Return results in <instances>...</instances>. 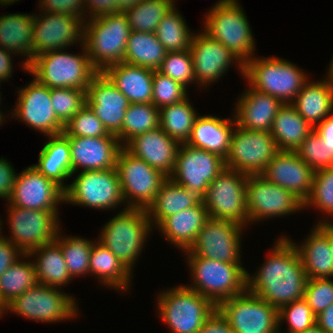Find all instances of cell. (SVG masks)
<instances>
[{"label":"cell","instance_id":"obj_46","mask_svg":"<svg viewBox=\"0 0 333 333\" xmlns=\"http://www.w3.org/2000/svg\"><path fill=\"white\" fill-rule=\"evenodd\" d=\"M315 207L323 214L333 217V167L315 171L312 190L304 203V209Z\"/></svg>","mask_w":333,"mask_h":333},{"label":"cell","instance_id":"obj_20","mask_svg":"<svg viewBox=\"0 0 333 333\" xmlns=\"http://www.w3.org/2000/svg\"><path fill=\"white\" fill-rule=\"evenodd\" d=\"M194 75L197 85L208 86L218 81L229 70L231 65L238 66V71L244 78V64L228 48L217 42L204 31L194 33L191 39Z\"/></svg>","mask_w":333,"mask_h":333},{"label":"cell","instance_id":"obj_25","mask_svg":"<svg viewBox=\"0 0 333 333\" xmlns=\"http://www.w3.org/2000/svg\"><path fill=\"white\" fill-rule=\"evenodd\" d=\"M314 173L296 151H279L261 175L305 203L312 190Z\"/></svg>","mask_w":333,"mask_h":333},{"label":"cell","instance_id":"obj_60","mask_svg":"<svg viewBox=\"0 0 333 333\" xmlns=\"http://www.w3.org/2000/svg\"><path fill=\"white\" fill-rule=\"evenodd\" d=\"M12 55L14 54L0 47V82L8 81V78L12 76V68H14L12 65Z\"/></svg>","mask_w":333,"mask_h":333},{"label":"cell","instance_id":"obj_33","mask_svg":"<svg viewBox=\"0 0 333 333\" xmlns=\"http://www.w3.org/2000/svg\"><path fill=\"white\" fill-rule=\"evenodd\" d=\"M201 201L202 197L196 192L182 187L168 177L157 192L154 202L146 211L152 227L155 229L167 217L196 206Z\"/></svg>","mask_w":333,"mask_h":333},{"label":"cell","instance_id":"obj_17","mask_svg":"<svg viewBox=\"0 0 333 333\" xmlns=\"http://www.w3.org/2000/svg\"><path fill=\"white\" fill-rule=\"evenodd\" d=\"M246 206L250 223L293 214L304 209V203L285 188L266 180L262 175H248Z\"/></svg>","mask_w":333,"mask_h":333},{"label":"cell","instance_id":"obj_62","mask_svg":"<svg viewBox=\"0 0 333 333\" xmlns=\"http://www.w3.org/2000/svg\"><path fill=\"white\" fill-rule=\"evenodd\" d=\"M325 217L324 220L317 221L316 225L329 237L330 247L333 253V221L326 220Z\"/></svg>","mask_w":333,"mask_h":333},{"label":"cell","instance_id":"obj_43","mask_svg":"<svg viewBox=\"0 0 333 333\" xmlns=\"http://www.w3.org/2000/svg\"><path fill=\"white\" fill-rule=\"evenodd\" d=\"M159 108L152 103H130L121 131L116 135L122 146L136 135L159 127Z\"/></svg>","mask_w":333,"mask_h":333},{"label":"cell","instance_id":"obj_1","mask_svg":"<svg viewBox=\"0 0 333 333\" xmlns=\"http://www.w3.org/2000/svg\"><path fill=\"white\" fill-rule=\"evenodd\" d=\"M257 270L252 276L247 272V290L278 310L304 298L308 278L291 237L280 236Z\"/></svg>","mask_w":333,"mask_h":333},{"label":"cell","instance_id":"obj_64","mask_svg":"<svg viewBox=\"0 0 333 333\" xmlns=\"http://www.w3.org/2000/svg\"><path fill=\"white\" fill-rule=\"evenodd\" d=\"M299 333H325V332L317 324H315L312 328Z\"/></svg>","mask_w":333,"mask_h":333},{"label":"cell","instance_id":"obj_28","mask_svg":"<svg viewBox=\"0 0 333 333\" xmlns=\"http://www.w3.org/2000/svg\"><path fill=\"white\" fill-rule=\"evenodd\" d=\"M232 117L230 119L212 115L198 116L186 143L216 153L225 159L230 150L232 133L236 125L234 116Z\"/></svg>","mask_w":333,"mask_h":333},{"label":"cell","instance_id":"obj_66","mask_svg":"<svg viewBox=\"0 0 333 333\" xmlns=\"http://www.w3.org/2000/svg\"><path fill=\"white\" fill-rule=\"evenodd\" d=\"M327 74L331 75L333 77V58H332L331 63L329 65Z\"/></svg>","mask_w":333,"mask_h":333},{"label":"cell","instance_id":"obj_69","mask_svg":"<svg viewBox=\"0 0 333 333\" xmlns=\"http://www.w3.org/2000/svg\"><path fill=\"white\" fill-rule=\"evenodd\" d=\"M1 226H3V221H2V219L0 220V233H2V230H3V229H2L3 227H1Z\"/></svg>","mask_w":333,"mask_h":333},{"label":"cell","instance_id":"obj_67","mask_svg":"<svg viewBox=\"0 0 333 333\" xmlns=\"http://www.w3.org/2000/svg\"><path fill=\"white\" fill-rule=\"evenodd\" d=\"M2 114H3V112H1V110H0V126H1L2 123L5 121L4 118H6V116H7V115H4V116H5V117H4Z\"/></svg>","mask_w":333,"mask_h":333},{"label":"cell","instance_id":"obj_2","mask_svg":"<svg viewBox=\"0 0 333 333\" xmlns=\"http://www.w3.org/2000/svg\"><path fill=\"white\" fill-rule=\"evenodd\" d=\"M87 19L84 21L83 44L93 67L103 72L111 65L124 62L131 32L125 12L106 13Z\"/></svg>","mask_w":333,"mask_h":333},{"label":"cell","instance_id":"obj_36","mask_svg":"<svg viewBox=\"0 0 333 333\" xmlns=\"http://www.w3.org/2000/svg\"><path fill=\"white\" fill-rule=\"evenodd\" d=\"M35 257L34 266L39 284L61 288L72 281L60 245L54 240L31 250L27 258ZM37 257V258H36Z\"/></svg>","mask_w":333,"mask_h":333},{"label":"cell","instance_id":"obj_38","mask_svg":"<svg viewBox=\"0 0 333 333\" xmlns=\"http://www.w3.org/2000/svg\"><path fill=\"white\" fill-rule=\"evenodd\" d=\"M313 130L291 104H283L273 120L270 133L279 151H296Z\"/></svg>","mask_w":333,"mask_h":333},{"label":"cell","instance_id":"obj_23","mask_svg":"<svg viewBox=\"0 0 333 333\" xmlns=\"http://www.w3.org/2000/svg\"><path fill=\"white\" fill-rule=\"evenodd\" d=\"M62 135L68 140L71 152L72 176L80 171L116 168V159L123 147L117 136L78 137Z\"/></svg>","mask_w":333,"mask_h":333},{"label":"cell","instance_id":"obj_49","mask_svg":"<svg viewBox=\"0 0 333 333\" xmlns=\"http://www.w3.org/2000/svg\"><path fill=\"white\" fill-rule=\"evenodd\" d=\"M86 91L76 88H50L53 109L64 125L86 104Z\"/></svg>","mask_w":333,"mask_h":333},{"label":"cell","instance_id":"obj_9","mask_svg":"<svg viewBox=\"0 0 333 333\" xmlns=\"http://www.w3.org/2000/svg\"><path fill=\"white\" fill-rule=\"evenodd\" d=\"M76 302L73 295L60 291V288L37 283L6 304L3 313H15L37 322L57 323L76 319L79 313Z\"/></svg>","mask_w":333,"mask_h":333},{"label":"cell","instance_id":"obj_35","mask_svg":"<svg viewBox=\"0 0 333 333\" xmlns=\"http://www.w3.org/2000/svg\"><path fill=\"white\" fill-rule=\"evenodd\" d=\"M96 241L94 240L90 253L89 275L96 276L99 283L107 285V288L127 292L132 273L106 246Z\"/></svg>","mask_w":333,"mask_h":333},{"label":"cell","instance_id":"obj_53","mask_svg":"<svg viewBox=\"0 0 333 333\" xmlns=\"http://www.w3.org/2000/svg\"><path fill=\"white\" fill-rule=\"evenodd\" d=\"M333 278L307 279L304 299L315 316L333 304Z\"/></svg>","mask_w":333,"mask_h":333},{"label":"cell","instance_id":"obj_6","mask_svg":"<svg viewBox=\"0 0 333 333\" xmlns=\"http://www.w3.org/2000/svg\"><path fill=\"white\" fill-rule=\"evenodd\" d=\"M203 31L228 48L245 65L255 56V39L237 0H219L206 13Z\"/></svg>","mask_w":333,"mask_h":333},{"label":"cell","instance_id":"obj_32","mask_svg":"<svg viewBox=\"0 0 333 333\" xmlns=\"http://www.w3.org/2000/svg\"><path fill=\"white\" fill-rule=\"evenodd\" d=\"M34 14H4L0 16V47L14 55L26 57L22 69L27 72V66L33 59Z\"/></svg>","mask_w":333,"mask_h":333},{"label":"cell","instance_id":"obj_4","mask_svg":"<svg viewBox=\"0 0 333 333\" xmlns=\"http://www.w3.org/2000/svg\"><path fill=\"white\" fill-rule=\"evenodd\" d=\"M81 46L82 55L67 52L66 49L42 53L32 59L27 72L48 88L87 90L99 72L90 63L84 44Z\"/></svg>","mask_w":333,"mask_h":333},{"label":"cell","instance_id":"obj_12","mask_svg":"<svg viewBox=\"0 0 333 333\" xmlns=\"http://www.w3.org/2000/svg\"><path fill=\"white\" fill-rule=\"evenodd\" d=\"M124 205L128 208L145 209L154 202L157 192L168 178L159 170L135 157L122 147L116 159Z\"/></svg>","mask_w":333,"mask_h":333},{"label":"cell","instance_id":"obj_15","mask_svg":"<svg viewBox=\"0 0 333 333\" xmlns=\"http://www.w3.org/2000/svg\"><path fill=\"white\" fill-rule=\"evenodd\" d=\"M8 205L9 238L24 254L55 240L60 230L58 211L29 210Z\"/></svg>","mask_w":333,"mask_h":333},{"label":"cell","instance_id":"obj_39","mask_svg":"<svg viewBox=\"0 0 333 333\" xmlns=\"http://www.w3.org/2000/svg\"><path fill=\"white\" fill-rule=\"evenodd\" d=\"M167 51L155 33L131 30L126 45L124 62L158 70Z\"/></svg>","mask_w":333,"mask_h":333},{"label":"cell","instance_id":"obj_29","mask_svg":"<svg viewBox=\"0 0 333 333\" xmlns=\"http://www.w3.org/2000/svg\"><path fill=\"white\" fill-rule=\"evenodd\" d=\"M326 76L316 82L309 79L290 103L313 129L333 112V77Z\"/></svg>","mask_w":333,"mask_h":333},{"label":"cell","instance_id":"obj_26","mask_svg":"<svg viewBox=\"0 0 333 333\" xmlns=\"http://www.w3.org/2000/svg\"><path fill=\"white\" fill-rule=\"evenodd\" d=\"M180 143L158 128L136 135L123 147L137 158L169 177L174 169Z\"/></svg>","mask_w":333,"mask_h":333},{"label":"cell","instance_id":"obj_10","mask_svg":"<svg viewBox=\"0 0 333 333\" xmlns=\"http://www.w3.org/2000/svg\"><path fill=\"white\" fill-rule=\"evenodd\" d=\"M64 203L107 211L125 204L116 168L80 171L66 184Z\"/></svg>","mask_w":333,"mask_h":333},{"label":"cell","instance_id":"obj_52","mask_svg":"<svg viewBox=\"0 0 333 333\" xmlns=\"http://www.w3.org/2000/svg\"><path fill=\"white\" fill-rule=\"evenodd\" d=\"M187 91L184 86L169 76L158 70L154 71L152 104L155 107L160 109L163 106L178 103L188 96Z\"/></svg>","mask_w":333,"mask_h":333},{"label":"cell","instance_id":"obj_14","mask_svg":"<svg viewBox=\"0 0 333 333\" xmlns=\"http://www.w3.org/2000/svg\"><path fill=\"white\" fill-rule=\"evenodd\" d=\"M235 333H278V309L248 290L217 306Z\"/></svg>","mask_w":333,"mask_h":333},{"label":"cell","instance_id":"obj_30","mask_svg":"<svg viewBox=\"0 0 333 333\" xmlns=\"http://www.w3.org/2000/svg\"><path fill=\"white\" fill-rule=\"evenodd\" d=\"M154 71L121 62L109 66L102 73L130 103H152Z\"/></svg>","mask_w":333,"mask_h":333},{"label":"cell","instance_id":"obj_11","mask_svg":"<svg viewBox=\"0 0 333 333\" xmlns=\"http://www.w3.org/2000/svg\"><path fill=\"white\" fill-rule=\"evenodd\" d=\"M248 175L225 168L208 186L202 198L210 218L234 222L246 227L249 216L246 206Z\"/></svg>","mask_w":333,"mask_h":333},{"label":"cell","instance_id":"obj_61","mask_svg":"<svg viewBox=\"0 0 333 333\" xmlns=\"http://www.w3.org/2000/svg\"><path fill=\"white\" fill-rule=\"evenodd\" d=\"M316 324L325 333H333V304L316 316Z\"/></svg>","mask_w":333,"mask_h":333},{"label":"cell","instance_id":"obj_48","mask_svg":"<svg viewBox=\"0 0 333 333\" xmlns=\"http://www.w3.org/2000/svg\"><path fill=\"white\" fill-rule=\"evenodd\" d=\"M278 322L279 327L283 322L288 323L286 333H299L312 328L316 324V316L303 298L282 306L278 310ZM280 329L278 333H281Z\"/></svg>","mask_w":333,"mask_h":333},{"label":"cell","instance_id":"obj_13","mask_svg":"<svg viewBox=\"0 0 333 333\" xmlns=\"http://www.w3.org/2000/svg\"><path fill=\"white\" fill-rule=\"evenodd\" d=\"M278 152L270 132L251 131L235 125L225 168L246 175H261Z\"/></svg>","mask_w":333,"mask_h":333},{"label":"cell","instance_id":"obj_22","mask_svg":"<svg viewBox=\"0 0 333 333\" xmlns=\"http://www.w3.org/2000/svg\"><path fill=\"white\" fill-rule=\"evenodd\" d=\"M7 202L29 210L58 211L60 203H64V189L35 167L28 166L17 174Z\"/></svg>","mask_w":333,"mask_h":333},{"label":"cell","instance_id":"obj_16","mask_svg":"<svg viewBox=\"0 0 333 333\" xmlns=\"http://www.w3.org/2000/svg\"><path fill=\"white\" fill-rule=\"evenodd\" d=\"M224 169L225 159L220 155L180 143L169 178L203 198L209 184Z\"/></svg>","mask_w":333,"mask_h":333},{"label":"cell","instance_id":"obj_31","mask_svg":"<svg viewBox=\"0 0 333 333\" xmlns=\"http://www.w3.org/2000/svg\"><path fill=\"white\" fill-rule=\"evenodd\" d=\"M209 218L203 200L196 206L186 208L167 217L156 229L170 244L183 251L195 243L198 233Z\"/></svg>","mask_w":333,"mask_h":333},{"label":"cell","instance_id":"obj_55","mask_svg":"<svg viewBox=\"0 0 333 333\" xmlns=\"http://www.w3.org/2000/svg\"><path fill=\"white\" fill-rule=\"evenodd\" d=\"M1 234L3 233H0V276L24 255L15 244Z\"/></svg>","mask_w":333,"mask_h":333},{"label":"cell","instance_id":"obj_56","mask_svg":"<svg viewBox=\"0 0 333 333\" xmlns=\"http://www.w3.org/2000/svg\"><path fill=\"white\" fill-rule=\"evenodd\" d=\"M17 177L11 162L0 158V198L8 201L11 198L13 186Z\"/></svg>","mask_w":333,"mask_h":333},{"label":"cell","instance_id":"obj_41","mask_svg":"<svg viewBox=\"0 0 333 333\" xmlns=\"http://www.w3.org/2000/svg\"><path fill=\"white\" fill-rule=\"evenodd\" d=\"M22 258L27 259V254L20 257L0 276V305L2 307L38 283L33 261H23Z\"/></svg>","mask_w":333,"mask_h":333},{"label":"cell","instance_id":"obj_58","mask_svg":"<svg viewBox=\"0 0 333 333\" xmlns=\"http://www.w3.org/2000/svg\"><path fill=\"white\" fill-rule=\"evenodd\" d=\"M89 17L118 12L117 0H85Z\"/></svg>","mask_w":333,"mask_h":333},{"label":"cell","instance_id":"obj_45","mask_svg":"<svg viewBox=\"0 0 333 333\" xmlns=\"http://www.w3.org/2000/svg\"><path fill=\"white\" fill-rule=\"evenodd\" d=\"M60 228L55 241L60 245L64 255L67 271L72 279L89 274L90 253L93 241L78 236H63ZM61 235V236H60Z\"/></svg>","mask_w":333,"mask_h":333},{"label":"cell","instance_id":"obj_8","mask_svg":"<svg viewBox=\"0 0 333 333\" xmlns=\"http://www.w3.org/2000/svg\"><path fill=\"white\" fill-rule=\"evenodd\" d=\"M158 315L172 333H198L217 307L186 285L164 290L156 297Z\"/></svg>","mask_w":333,"mask_h":333},{"label":"cell","instance_id":"obj_42","mask_svg":"<svg viewBox=\"0 0 333 333\" xmlns=\"http://www.w3.org/2000/svg\"><path fill=\"white\" fill-rule=\"evenodd\" d=\"M175 6L166 13L155 32L157 39L167 52L190 50L191 39L194 34V31H190L189 26L183 19L184 16H181L182 14Z\"/></svg>","mask_w":333,"mask_h":333},{"label":"cell","instance_id":"obj_21","mask_svg":"<svg viewBox=\"0 0 333 333\" xmlns=\"http://www.w3.org/2000/svg\"><path fill=\"white\" fill-rule=\"evenodd\" d=\"M33 28V58L47 51L83 44L84 20L79 16L41 11L34 15Z\"/></svg>","mask_w":333,"mask_h":333},{"label":"cell","instance_id":"obj_5","mask_svg":"<svg viewBox=\"0 0 333 333\" xmlns=\"http://www.w3.org/2000/svg\"><path fill=\"white\" fill-rule=\"evenodd\" d=\"M152 229L145 209L124 207L103 226L98 241L132 273Z\"/></svg>","mask_w":333,"mask_h":333},{"label":"cell","instance_id":"obj_65","mask_svg":"<svg viewBox=\"0 0 333 333\" xmlns=\"http://www.w3.org/2000/svg\"><path fill=\"white\" fill-rule=\"evenodd\" d=\"M16 1H18L19 2V0H0V5L3 7V6H7V5H9L10 6V4H13L14 2H16Z\"/></svg>","mask_w":333,"mask_h":333},{"label":"cell","instance_id":"obj_47","mask_svg":"<svg viewBox=\"0 0 333 333\" xmlns=\"http://www.w3.org/2000/svg\"><path fill=\"white\" fill-rule=\"evenodd\" d=\"M296 152L314 172L333 167V148L323 143L314 130L301 143Z\"/></svg>","mask_w":333,"mask_h":333},{"label":"cell","instance_id":"obj_57","mask_svg":"<svg viewBox=\"0 0 333 333\" xmlns=\"http://www.w3.org/2000/svg\"><path fill=\"white\" fill-rule=\"evenodd\" d=\"M198 333H235L228 321L216 309L203 323Z\"/></svg>","mask_w":333,"mask_h":333},{"label":"cell","instance_id":"obj_68","mask_svg":"<svg viewBox=\"0 0 333 333\" xmlns=\"http://www.w3.org/2000/svg\"><path fill=\"white\" fill-rule=\"evenodd\" d=\"M5 313H3V307L0 305V317L4 316Z\"/></svg>","mask_w":333,"mask_h":333},{"label":"cell","instance_id":"obj_44","mask_svg":"<svg viewBox=\"0 0 333 333\" xmlns=\"http://www.w3.org/2000/svg\"><path fill=\"white\" fill-rule=\"evenodd\" d=\"M175 4L173 0H141L124 12L131 30L155 33L160 21Z\"/></svg>","mask_w":333,"mask_h":333},{"label":"cell","instance_id":"obj_27","mask_svg":"<svg viewBox=\"0 0 333 333\" xmlns=\"http://www.w3.org/2000/svg\"><path fill=\"white\" fill-rule=\"evenodd\" d=\"M236 101V125L251 131L270 132L273 120L283 102L267 93L254 89L250 84Z\"/></svg>","mask_w":333,"mask_h":333},{"label":"cell","instance_id":"obj_3","mask_svg":"<svg viewBox=\"0 0 333 333\" xmlns=\"http://www.w3.org/2000/svg\"><path fill=\"white\" fill-rule=\"evenodd\" d=\"M192 284L188 288L203 295L216 307L247 290V270L242 263H225L185 254Z\"/></svg>","mask_w":333,"mask_h":333},{"label":"cell","instance_id":"obj_63","mask_svg":"<svg viewBox=\"0 0 333 333\" xmlns=\"http://www.w3.org/2000/svg\"><path fill=\"white\" fill-rule=\"evenodd\" d=\"M141 0H117L118 10L124 11L129 7H132Z\"/></svg>","mask_w":333,"mask_h":333},{"label":"cell","instance_id":"obj_37","mask_svg":"<svg viewBox=\"0 0 333 333\" xmlns=\"http://www.w3.org/2000/svg\"><path fill=\"white\" fill-rule=\"evenodd\" d=\"M48 138L39 153L38 163L32 166L65 190L64 180L72 177L70 145L62 134Z\"/></svg>","mask_w":333,"mask_h":333},{"label":"cell","instance_id":"obj_34","mask_svg":"<svg viewBox=\"0 0 333 333\" xmlns=\"http://www.w3.org/2000/svg\"><path fill=\"white\" fill-rule=\"evenodd\" d=\"M308 279L333 277V253L329 237L313 226L308 237L299 245L295 243Z\"/></svg>","mask_w":333,"mask_h":333},{"label":"cell","instance_id":"obj_24","mask_svg":"<svg viewBox=\"0 0 333 333\" xmlns=\"http://www.w3.org/2000/svg\"><path fill=\"white\" fill-rule=\"evenodd\" d=\"M86 104L110 134L117 135L121 131L130 102L102 72L91 80L86 91Z\"/></svg>","mask_w":333,"mask_h":333},{"label":"cell","instance_id":"obj_18","mask_svg":"<svg viewBox=\"0 0 333 333\" xmlns=\"http://www.w3.org/2000/svg\"><path fill=\"white\" fill-rule=\"evenodd\" d=\"M245 228L234 222L209 217L195 243L184 253L225 263H241V236Z\"/></svg>","mask_w":333,"mask_h":333},{"label":"cell","instance_id":"obj_59","mask_svg":"<svg viewBox=\"0 0 333 333\" xmlns=\"http://www.w3.org/2000/svg\"><path fill=\"white\" fill-rule=\"evenodd\" d=\"M314 131L320 136L323 143L333 148V114L328 115L322 122H320Z\"/></svg>","mask_w":333,"mask_h":333},{"label":"cell","instance_id":"obj_50","mask_svg":"<svg viewBox=\"0 0 333 333\" xmlns=\"http://www.w3.org/2000/svg\"><path fill=\"white\" fill-rule=\"evenodd\" d=\"M158 71L180 83L186 89L188 84H196L190 50L167 52Z\"/></svg>","mask_w":333,"mask_h":333},{"label":"cell","instance_id":"obj_51","mask_svg":"<svg viewBox=\"0 0 333 333\" xmlns=\"http://www.w3.org/2000/svg\"><path fill=\"white\" fill-rule=\"evenodd\" d=\"M64 131L69 136L100 137L116 136L110 134L102 121L85 104L65 125Z\"/></svg>","mask_w":333,"mask_h":333},{"label":"cell","instance_id":"obj_54","mask_svg":"<svg viewBox=\"0 0 333 333\" xmlns=\"http://www.w3.org/2000/svg\"><path fill=\"white\" fill-rule=\"evenodd\" d=\"M38 6L39 11L49 14L79 16L84 21L88 18L85 0H41Z\"/></svg>","mask_w":333,"mask_h":333},{"label":"cell","instance_id":"obj_40","mask_svg":"<svg viewBox=\"0 0 333 333\" xmlns=\"http://www.w3.org/2000/svg\"><path fill=\"white\" fill-rule=\"evenodd\" d=\"M188 96L178 103L159 109V126L171 138L186 143L190 138L196 118L199 116Z\"/></svg>","mask_w":333,"mask_h":333},{"label":"cell","instance_id":"obj_19","mask_svg":"<svg viewBox=\"0 0 333 333\" xmlns=\"http://www.w3.org/2000/svg\"><path fill=\"white\" fill-rule=\"evenodd\" d=\"M17 103L11 116L46 137L62 134L65 125L57 118L50 99V88L35 78L18 89ZM13 111V112H12ZM20 119V120H19Z\"/></svg>","mask_w":333,"mask_h":333},{"label":"cell","instance_id":"obj_7","mask_svg":"<svg viewBox=\"0 0 333 333\" xmlns=\"http://www.w3.org/2000/svg\"><path fill=\"white\" fill-rule=\"evenodd\" d=\"M296 64L277 57H253L244 65V79L256 90L290 104L309 80Z\"/></svg>","mask_w":333,"mask_h":333}]
</instances>
